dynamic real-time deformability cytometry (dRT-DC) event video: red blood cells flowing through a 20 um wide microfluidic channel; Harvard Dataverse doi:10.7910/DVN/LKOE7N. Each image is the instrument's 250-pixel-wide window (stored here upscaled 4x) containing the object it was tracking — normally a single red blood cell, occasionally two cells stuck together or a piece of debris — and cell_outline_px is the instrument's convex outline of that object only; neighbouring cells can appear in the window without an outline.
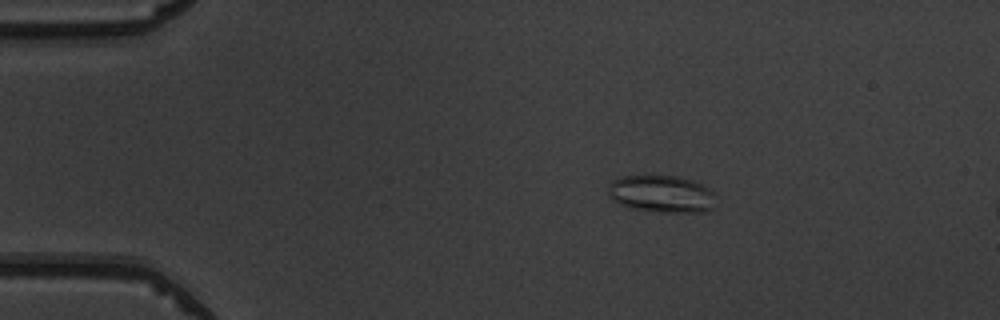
{"species": "common noctule bat (a hibernating species)", "species_latin": "Nyctalus noctula", "temperature_condition": "warm", "stored_images_in_passage": 16, "camera_frame_rate_fps": 3000, "um_per_image_px": 0.085, "animal": {"sex": "male", "body_mass_g": 19.5, "forearm_length_mm": 54.6}, "frame": {"image": 1, "passage_image": 10, "time_ms": 3.0, "image_size_px": [1000, 320], "cell_outline_px": [[716, 196], [712, 208], [704, 212], [656, 212], [632, 208], [620, 204], [612, 200], [608, 192], [608, 188], [612, 180], [624, 176], [676, 176], [692, 180], [704, 184]], "centroid_in_image_um": [56.24, 16.49], "position_along_channel_um": 28.8, "area_um2": 23.41}}